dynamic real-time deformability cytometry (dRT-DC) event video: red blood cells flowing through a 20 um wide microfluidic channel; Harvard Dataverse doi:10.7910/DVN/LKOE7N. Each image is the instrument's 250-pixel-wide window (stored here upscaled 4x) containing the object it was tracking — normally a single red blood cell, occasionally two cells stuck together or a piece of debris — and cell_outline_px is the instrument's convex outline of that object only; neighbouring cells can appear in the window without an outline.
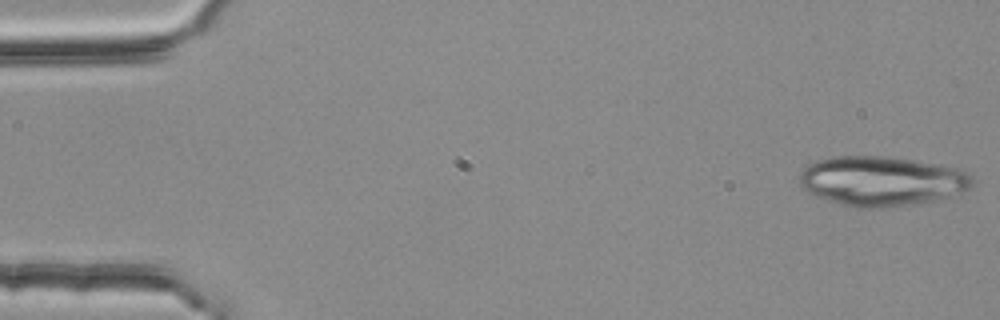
{"species": "common noctule bat (a hibernating species)", "species_latin": "Nyctalus noctula", "temperature_condition": "room temperature", "stored_images_in_passage": 11, "camera_frame_rate_fps": 3000, "um_per_image_px": 0.085, "animal": {"sex": "female", "body_mass_g": 25.1}, "frame": {"image": 1, "passage_image": 1, "time_ms": 0.0, "image_size_px": [1000, 320], "cell_outline_px": [[976, 180], [964, 192], [932, 200], [908, 204], [880, 208], [856, 208], [808, 192], [800, 184], [800, 172], [808, 164], [816, 160], [832, 156], [876, 156], [912, 160], [940, 164], [956, 168], [968, 172]], "centroid_in_image_um": [74.96, 15.37], "position_along_channel_um": 10.0, "area_um2": 49.53}}